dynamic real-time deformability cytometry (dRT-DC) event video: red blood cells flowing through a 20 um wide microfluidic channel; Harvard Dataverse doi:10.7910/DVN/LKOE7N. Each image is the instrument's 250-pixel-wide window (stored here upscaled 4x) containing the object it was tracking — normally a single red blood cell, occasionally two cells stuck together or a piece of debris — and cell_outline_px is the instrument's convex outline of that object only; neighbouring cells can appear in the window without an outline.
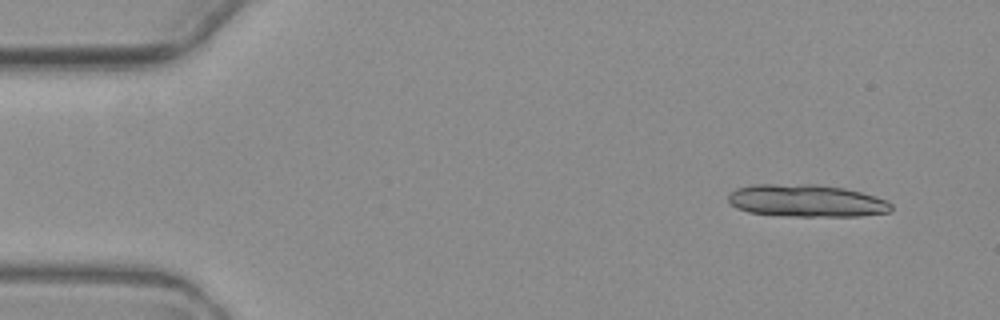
{"species": "common noctule bat (a hibernating species)", "species_latin": "Nyctalus noctula", "temperature_condition": "warm", "stored_images_in_passage": 3, "camera_frame_rate_fps": 3000, "um_per_image_px": 0.085, "animal": {"sex": "female", "body_mass_g": 19.3, "forearm_length_mm": 54.1}, "frame": {"image": 1, "passage_image": 1, "time_ms": 0.0, "image_size_px": [1000, 320], "cell_outline_px": [[892, 208], [888, 212], [860, 216], [788, 216], [748, 212], [736, 208], [728, 200], [728, 196], [736, 188], [752, 184], [816, 184], [844, 188], [860, 192], [884, 200], [892, 204]], "centroid_in_image_um": [68.51, 17.06], "position_along_channel_um": 16.5, "area_um2": 30.63}}